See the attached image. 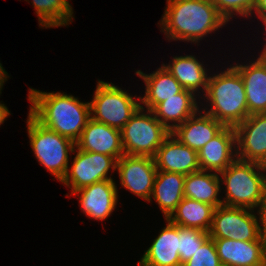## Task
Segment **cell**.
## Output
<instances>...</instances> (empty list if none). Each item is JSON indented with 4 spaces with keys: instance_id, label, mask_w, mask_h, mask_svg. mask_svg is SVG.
<instances>
[{
    "instance_id": "44dd1931",
    "label": "cell",
    "mask_w": 266,
    "mask_h": 266,
    "mask_svg": "<svg viewBox=\"0 0 266 266\" xmlns=\"http://www.w3.org/2000/svg\"><path fill=\"white\" fill-rule=\"evenodd\" d=\"M196 96L198 97L194 92L184 89L176 97H170L157 104L151 111L156 119L172 132L178 125L183 124L198 112L201 103L197 101Z\"/></svg>"
},
{
    "instance_id": "4dcf8cb0",
    "label": "cell",
    "mask_w": 266,
    "mask_h": 266,
    "mask_svg": "<svg viewBox=\"0 0 266 266\" xmlns=\"http://www.w3.org/2000/svg\"><path fill=\"white\" fill-rule=\"evenodd\" d=\"M253 13L258 19L266 17V0H256L252 15Z\"/></svg>"
},
{
    "instance_id": "8fae6325",
    "label": "cell",
    "mask_w": 266,
    "mask_h": 266,
    "mask_svg": "<svg viewBox=\"0 0 266 266\" xmlns=\"http://www.w3.org/2000/svg\"><path fill=\"white\" fill-rule=\"evenodd\" d=\"M235 131L237 158L266 166V113L249 115Z\"/></svg>"
},
{
    "instance_id": "e0dca14e",
    "label": "cell",
    "mask_w": 266,
    "mask_h": 266,
    "mask_svg": "<svg viewBox=\"0 0 266 266\" xmlns=\"http://www.w3.org/2000/svg\"><path fill=\"white\" fill-rule=\"evenodd\" d=\"M223 266H266L264 241L213 239Z\"/></svg>"
},
{
    "instance_id": "1f68e13d",
    "label": "cell",
    "mask_w": 266,
    "mask_h": 266,
    "mask_svg": "<svg viewBox=\"0 0 266 266\" xmlns=\"http://www.w3.org/2000/svg\"><path fill=\"white\" fill-rule=\"evenodd\" d=\"M2 89L0 88V94L2 93ZM10 111L8 110V107L5 106L4 103L0 102V125H2L5 121V119L10 116Z\"/></svg>"
},
{
    "instance_id": "9a60e30c",
    "label": "cell",
    "mask_w": 266,
    "mask_h": 266,
    "mask_svg": "<svg viewBox=\"0 0 266 266\" xmlns=\"http://www.w3.org/2000/svg\"><path fill=\"white\" fill-rule=\"evenodd\" d=\"M158 171L188 175L200 171L197 151L182 144L170 134L154 156Z\"/></svg>"
},
{
    "instance_id": "d4e9b609",
    "label": "cell",
    "mask_w": 266,
    "mask_h": 266,
    "mask_svg": "<svg viewBox=\"0 0 266 266\" xmlns=\"http://www.w3.org/2000/svg\"><path fill=\"white\" fill-rule=\"evenodd\" d=\"M214 209L212 205L184 197L168 219L180 227L197 228L208 233Z\"/></svg>"
},
{
    "instance_id": "7402d4cb",
    "label": "cell",
    "mask_w": 266,
    "mask_h": 266,
    "mask_svg": "<svg viewBox=\"0 0 266 266\" xmlns=\"http://www.w3.org/2000/svg\"><path fill=\"white\" fill-rule=\"evenodd\" d=\"M162 65L184 89L198 95V99L202 96L199 94L200 90L202 93H206L209 73L203 66V61L201 63L195 55L174 56L171 63Z\"/></svg>"
},
{
    "instance_id": "ac0fdd59",
    "label": "cell",
    "mask_w": 266,
    "mask_h": 266,
    "mask_svg": "<svg viewBox=\"0 0 266 266\" xmlns=\"http://www.w3.org/2000/svg\"><path fill=\"white\" fill-rule=\"evenodd\" d=\"M198 115V116H197ZM225 126L201 108L183 124L178 125L171 134L190 149L199 151Z\"/></svg>"
},
{
    "instance_id": "603a6c76",
    "label": "cell",
    "mask_w": 266,
    "mask_h": 266,
    "mask_svg": "<svg viewBox=\"0 0 266 266\" xmlns=\"http://www.w3.org/2000/svg\"><path fill=\"white\" fill-rule=\"evenodd\" d=\"M184 179L185 175L179 173L157 171L149 202L153 198L158 203L164 219L171 216L184 198Z\"/></svg>"
},
{
    "instance_id": "7c38bea8",
    "label": "cell",
    "mask_w": 266,
    "mask_h": 266,
    "mask_svg": "<svg viewBox=\"0 0 266 266\" xmlns=\"http://www.w3.org/2000/svg\"><path fill=\"white\" fill-rule=\"evenodd\" d=\"M117 189L114 180H104L80 188L71 195L79 198L81 211L87 217L104 221L116 208L118 203Z\"/></svg>"
},
{
    "instance_id": "52a82bcc",
    "label": "cell",
    "mask_w": 266,
    "mask_h": 266,
    "mask_svg": "<svg viewBox=\"0 0 266 266\" xmlns=\"http://www.w3.org/2000/svg\"><path fill=\"white\" fill-rule=\"evenodd\" d=\"M170 134L151 110L140 107L121 129L124 153L154 157Z\"/></svg>"
},
{
    "instance_id": "e575fe53",
    "label": "cell",
    "mask_w": 266,
    "mask_h": 266,
    "mask_svg": "<svg viewBox=\"0 0 266 266\" xmlns=\"http://www.w3.org/2000/svg\"><path fill=\"white\" fill-rule=\"evenodd\" d=\"M264 251H265V264H266V240L264 241Z\"/></svg>"
},
{
    "instance_id": "ffe728a7",
    "label": "cell",
    "mask_w": 266,
    "mask_h": 266,
    "mask_svg": "<svg viewBox=\"0 0 266 266\" xmlns=\"http://www.w3.org/2000/svg\"><path fill=\"white\" fill-rule=\"evenodd\" d=\"M135 73L145 83V94L140 97L141 108L152 110L157 104L166 101L170 97H176L177 94L184 90L163 65L149 74L141 70H136Z\"/></svg>"
},
{
    "instance_id": "d6a6232c",
    "label": "cell",
    "mask_w": 266,
    "mask_h": 266,
    "mask_svg": "<svg viewBox=\"0 0 266 266\" xmlns=\"http://www.w3.org/2000/svg\"><path fill=\"white\" fill-rule=\"evenodd\" d=\"M7 78H9L8 73L3 68L2 64L0 63V88H3L4 82L7 81Z\"/></svg>"
},
{
    "instance_id": "f1b7e54d",
    "label": "cell",
    "mask_w": 266,
    "mask_h": 266,
    "mask_svg": "<svg viewBox=\"0 0 266 266\" xmlns=\"http://www.w3.org/2000/svg\"><path fill=\"white\" fill-rule=\"evenodd\" d=\"M182 266H223L212 238H208Z\"/></svg>"
},
{
    "instance_id": "9c48e42d",
    "label": "cell",
    "mask_w": 266,
    "mask_h": 266,
    "mask_svg": "<svg viewBox=\"0 0 266 266\" xmlns=\"http://www.w3.org/2000/svg\"><path fill=\"white\" fill-rule=\"evenodd\" d=\"M75 152L72 165L68 166L61 181L71 189V193L100 181L113 180L108 174L111 170L116 171L117 160L114 157L80 150L76 146L72 153Z\"/></svg>"
},
{
    "instance_id": "836d02e7",
    "label": "cell",
    "mask_w": 266,
    "mask_h": 266,
    "mask_svg": "<svg viewBox=\"0 0 266 266\" xmlns=\"http://www.w3.org/2000/svg\"><path fill=\"white\" fill-rule=\"evenodd\" d=\"M262 22H263V26H265L264 27V29H265V33H266V17H263V18H261L260 19ZM265 45H264V48H262L263 50H261V53H260V55H258V56H266V43H264Z\"/></svg>"
},
{
    "instance_id": "7a4b0ae2",
    "label": "cell",
    "mask_w": 266,
    "mask_h": 266,
    "mask_svg": "<svg viewBox=\"0 0 266 266\" xmlns=\"http://www.w3.org/2000/svg\"><path fill=\"white\" fill-rule=\"evenodd\" d=\"M166 4L158 24L169 41L198 44L227 24L210 0H167Z\"/></svg>"
},
{
    "instance_id": "484cf974",
    "label": "cell",
    "mask_w": 266,
    "mask_h": 266,
    "mask_svg": "<svg viewBox=\"0 0 266 266\" xmlns=\"http://www.w3.org/2000/svg\"><path fill=\"white\" fill-rule=\"evenodd\" d=\"M31 3L41 28L69 26L74 18L73 8L67 0H32Z\"/></svg>"
},
{
    "instance_id": "4316f807",
    "label": "cell",
    "mask_w": 266,
    "mask_h": 266,
    "mask_svg": "<svg viewBox=\"0 0 266 266\" xmlns=\"http://www.w3.org/2000/svg\"><path fill=\"white\" fill-rule=\"evenodd\" d=\"M208 238L209 234L203 230L179 226V256L181 264L187 262Z\"/></svg>"
},
{
    "instance_id": "277c9868",
    "label": "cell",
    "mask_w": 266,
    "mask_h": 266,
    "mask_svg": "<svg viewBox=\"0 0 266 266\" xmlns=\"http://www.w3.org/2000/svg\"><path fill=\"white\" fill-rule=\"evenodd\" d=\"M220 184L224 185L222 203L230 207L256 210L266 196V166L235 159L219 173Z\"/></svg>"
},
{
    "instance_id": "2e32d148",
    "label": "cell",
    "mask_w": 266,
    "mask_h": 266,
    "mask_svg": "<svg viewBox=\"0 0 266 266\" xmlns=\"http://www.w3.org/2000/svg\"><path fill=\"white\" fill-rule=\"evenodd\" d=\"M166 220L160 234L153 239L137 266H182L179 256V226Z\"/></svg>"
},
{
    "instance_id": "ba28073f",
    "label": "cell",
    "mask_w": 266,
    "mask_h": 266,
    "mask_svg": "<svg viewBox=\"0 0 266 266\" xmlns=\"http://www.w3.org/2000/svg\"><path fill=\"white\" fill-rule=\"evenodd\" d=\"M255 210L221 205L214 209L208 231L212 239L255 241L260 238L258 216Z\"/></svg>"
},
{
    "instance_id": "d590c367",
    "label": "cell",
    "mask_w": 266,
    "mask_h": 266,
    "mask_svg": "<svg viewBox=\"0 0 266 266\" xmlns=\"http://www.w3.org/2000/svg\"><path fill=\"white\" fill-rule=\"evenodd\" d=\"M266 63V56H259Z\"/></svg>"
},
{
    "instance_id": "6da1fadb",
    "label": "cell",
    "mask_w": 266,
    "mask_h": 266,
    "mask_svg": "<svg viewBox=\"0 0 266 266\" xmlns=\"http://www.w3.org/2000/svg\"><path fill=\"white\" fill-rule=\"evenodd\" d=\"M29 113L42 125L76 143L91 119L89 102L65 92L29 88Z\"/></svg>"
},
{
    "instance_id": "83f0119b",
    "label": "cell",
    "mask_w": 266,
    "mask_h": 266,
    "mask_svg": "<svg viewBox=\"0 0 266 266\" xmlns=\"http://www.w3.org/2000/svg\"><path fill=\"white\" fill-rule=\"evenodd\" d=\"M216 7L218 13L227 21L235 14L249 18L255 6L256 0H210Z\"/></svg>"
},
{
    "instance_id": "5bb4252c",
    "label": "cell",
    "mask_w": 266,
    "mask_h": 266,
    "mask_svg": "<svg viewBox=\"0 0 266 266\" xmlns=\"http://www.w3.org/2000/svg\"><path fill=\"white\" fill-rule=\"evenodd\" d=\"M75 146L84 151L106 154L119 160L125 153L121 130L90 119Z\"/></svg>"
},
{
    "instance_id": "4fadbf2b",
    "label": "cell",
    "mask_w": 266,
    "mask_h": 266,
    "mask_svg": "<svg viewBox=\"0 0 266 266\" xmlns=\"http://www.w3.org/2000/svg\"><path fill=\"white\" fill-rule=\"evenodd\" d=\"M197 153L200 170L221 173L237 159L235 128L225 126Z\"/></svg>"
},
{
    "instance_id": "d6986e66",
    "label": "cell",
    "mask_w": 266,
    "mask_h": 266,
    "mask_svg": "<svg viewBox=\"0 0 266 266\" xmlns=\"http://www.w3.org/2000/svg\"><path fill=\"white\" fill-rule=\"evenodd\" d=\"M244 64H232L240 73L247 99L248 114L266 113V63L257 59Z\"/></svg>"
},
{
    "instance_id": "5b68a950",
    "label": "cell",
    "mask_w": 266,
    "mask_h": 266,
    "mask_svg": "<svg viewBox=\"0 0 266 266\" xmlns=\"http://www.w3.org/2000/svg\"><path fill=\"white\" fill-rule=\"evenodd\" d=\"M26 121L29 142L35 158L61 182L69 166V152H73L75 143L45 127L30 113Z\"/></svg>"
},
{
    "instance_id": "f546056e",
    "label": "cell",
    "mask_w": 266,
    "mask_h": 266,
    "mask_svg": "<svg viewBox=\"0 0 266 266\" xmlns=\"http://www.w3.org/2000/svg\"><path fill=\"white\" fill-rule=\"evenodd\" d=\"M256 210L258 216L260 238L263 241H265L266 240V196Z\"/></svg>"
},
{
    "instance_id": "cb8c5ba5",
    "label": "cell",
    "mask_w": 266,
    "mask_h": 266,
    "mask_svg": "<svg viewBox=\"0 0 266 266\" xmlns=\"http://www.w3.org/2000/svg\"><path fill=\"white\" fill-rule=\"evenodd\" d=\"M220 177L218 173L198 171L185 176L184 197L207 203L214 208L223 205L219 194L221 193Z\"/></svg>"
},
{
    "instance_id": "30bf717a",
    "label": "cell",
    "mask_w": 266,
    "mask_h": 266,
    "mask_svg": "<svg viewBox=\"0 0 266 266\" xmlns=\"http://www.w3.org/2000/svg\"><path fill=\"white\" fill-rule=\"evenodd\" d=\"M116 171L123 188L149 202L158 171L154 157L124 154L117 160Z\"/></svg>"
},
{
    "instance_id": "3957f363",
    "label": "cell",
    "mask_w": 266,
    "mask_h": 266,
    "mask_svg": "<svg viewBox=\"0 0 266 266\" xmlns=\"http://www.w3.org/2000/svg\"><path fill=\"white\" fill-rule=\"evenodd\" d=\"M224 70L209 75L206 93L198 101L205 99L209 104L201 107L203 111L224 126L235 128L249 116L245 87L233 65Z\"/></svg>"
},
{
    "instance_id": "8992f818",
    "label": "cell",
    "mask_w": 266,
    "mask_h": 266,
    "mask_svg": "<svg viewBox=\"0 0 266 266\" xmlns=\"http://www.w3.org/2000/svg\"><path fill=\"white\" fill-rule=\"evenodd\" d=\"M134 96L112 82L98 80L89 102L91 119L121 130L141 107V96Z\"/></svg>"
}]
</instances>
